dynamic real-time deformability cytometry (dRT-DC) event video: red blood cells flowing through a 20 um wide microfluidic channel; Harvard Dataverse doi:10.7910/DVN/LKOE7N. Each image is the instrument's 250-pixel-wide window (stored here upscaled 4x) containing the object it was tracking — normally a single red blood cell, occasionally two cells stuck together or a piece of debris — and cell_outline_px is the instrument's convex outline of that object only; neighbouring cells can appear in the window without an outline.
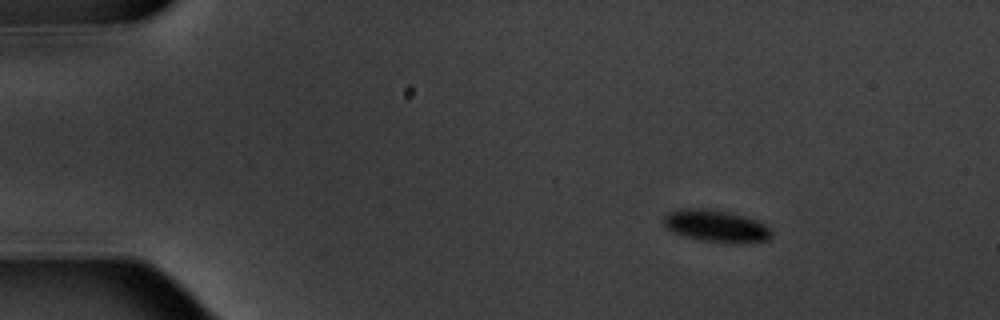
{"species": "common noctule bat (a hibernating species)", "species_latin": "Nyctalus noctula", "temperature_condition": "warm", "stored_images_in_passage": 5, "camera_frame_rate_fps": 3000, "um_per_image_px": 0.085, "animal": {"sex": "male", "body_mass_g": 20.1, "forearm_length_mm": 53.5}, "frame": {"image": 1, "passage_image": 2, "time_ms": 1.0, "image_size_px": [1000, 320], "cell_outline_px": [[772, 236], [768, 240], [700, 240], [684, 236], [672, 232], [664, 224], [664, 216], [668, 212], [680, 208], [704, 208], [732, 212], [756, 220], [764, 224], [772, 232]], "centroid_in_image_um": [60.78, 19.14], "position_along_channel_um": 24.2, "area_um2": 19.36}}